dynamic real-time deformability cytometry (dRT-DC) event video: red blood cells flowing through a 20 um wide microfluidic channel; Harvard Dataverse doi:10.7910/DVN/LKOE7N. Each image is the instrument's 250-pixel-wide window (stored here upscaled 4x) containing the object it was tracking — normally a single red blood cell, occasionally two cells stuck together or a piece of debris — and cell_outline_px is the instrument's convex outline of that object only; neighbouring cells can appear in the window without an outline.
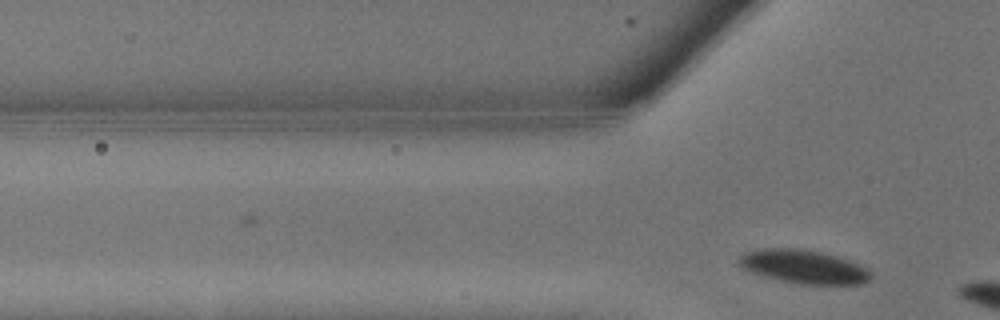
{"species": "common noctule bat (a hibernating species)", "species_latin": "Nyctalus noctula", "temperature_condition": "warm", "stored_images_in_passage": 2, "camera_frame_rate_fps": 3000, "um_per_image_px": 0.085, "animal": {"sex": "male", "body_mass_g": 13.3}, "frame": {"image": 1, "passage_image": 2, "time_ms": 0.333, "image_size_px": [1000, 320], "cell_outline_px": [[872, 280], [860, 284], [800, 284], [780, 280], [752, 272], [744, 268], [736, 260], [744, 252], [760, 248], [800, 248], [820, 252], [836, 256], [848, 260], [868, 268], [872, 272]], "centroid_in_image_um": [68.34, 22.66], "position_along_channel_um": 57.5, "area_um2": 25.84}}